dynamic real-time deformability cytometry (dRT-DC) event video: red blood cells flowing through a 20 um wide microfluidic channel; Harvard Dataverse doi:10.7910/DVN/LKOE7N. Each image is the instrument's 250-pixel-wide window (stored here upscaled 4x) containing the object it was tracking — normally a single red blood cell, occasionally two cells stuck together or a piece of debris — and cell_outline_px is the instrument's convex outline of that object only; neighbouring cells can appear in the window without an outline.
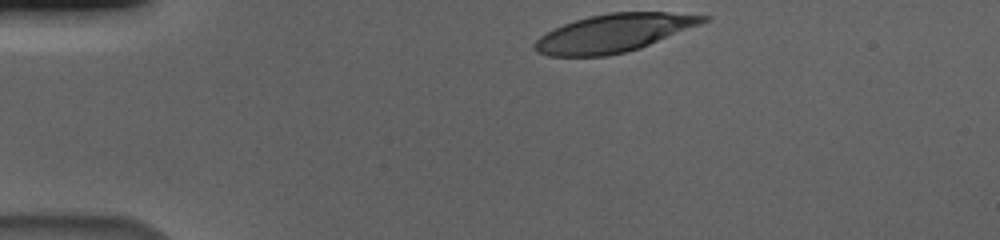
{"species": "human", "species_latin": "Homo sapiens", "temperature_condition": "cold", "stored_images_in_passage": 38, "camera_frame_rate_fps": 3000, "um_per_image_px": 0.085, "donor": {"sex": "male"}, "frame": {"image": 1, "passage_image": 1, "time_ms": 0.0, "image_size_px": [1000, 240], "cell_outline_px": [[708, 20], [640, 48], [624, 52], [604, 56], [548, 56], [540, 52], [536, 48], [536, 40], [540, 36], [564, 24], [576, 20], [592, 16], [612, 12], [664, 12], [708, 16]], "centroid_in_image_um": [52.16, 2.81], "position_along_channel_um": 32.8, "area_um2": 36.24}}
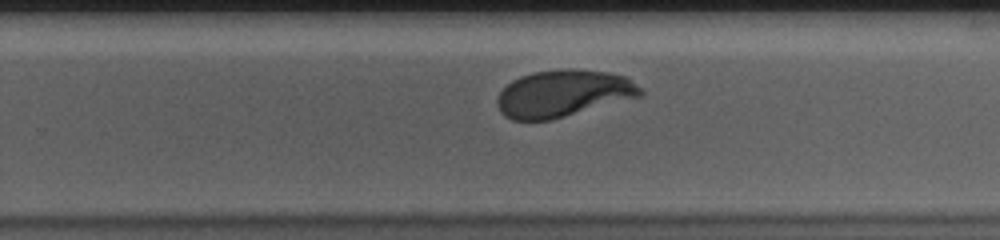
{"frame": {"image": 2, "passage_image": 27, "time_ms": 8.667, "image_size_px": [1000, 240], "cell_outline_px": [[644, 92], [640, 96], [548, 120], [512, 120], [504, 116], [500, 112], [496, 100], [500, 92], [512, 80], [520, 76], [536, 72], [608, 72], [624, 76], [640, 88]], "centroid_in_image_um": [47.81, 7.99], "position_along_channel_um": 282.0, "area_um2": 37.51}}
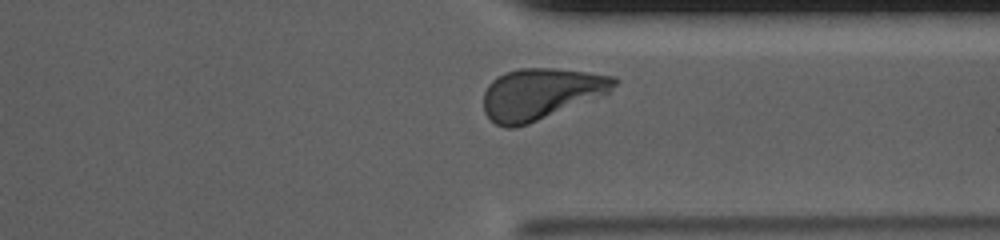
{"frame": {"image": 3, "passage_image": 34, "time_ms": 11.0, "image_size_px": [1000, 240], "cell_outline_px": [[620, 80], [608, 92], [528, 124], [512, 128], [504, 128], [496, 124], [484, 112], [484, 92], [488, 84], [492, 80], [508, 72], [520, 68], [552, 68], [616, 76]], "centroid_in_image_um": [45.93, 7.97], "position_along_channel_um": 365.5, "area_um2": 38.32}, "authors_computed_cell_mechanics": {"area_um2": 38.8127, "velocity_mm_per_s": 3.5455, "shape_relaxation_time_tau1_ms": 3.1483, "shape_relaxation_time_tau2_ms": 0.9579, "deformation_change_tau1": 0.182, "deformation_change_tau2": 0.0657}}